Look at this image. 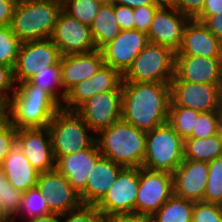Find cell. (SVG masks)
<instances>
[{"label":"cell","instance_id":"obj_54","mask_svg":"<svg viewBox=\"0 0 222 222\" xmlns=\"http://www.w3.org/2000/svg\"><path fill=\"white\" fill-rule=\"evenodd\" d=\"M218 133H219L220 138H221V140H222V121H220V123H219Z\"/></svg>","mask_w":222,"mask_h":222},{"label":"cell","instance_id":"obj_23","mask_svg":"<svg viewBox=\"0 0 222 222\" xmlns=\"http://www.w3.org/2000/svg\"><path fill=\"white\" fill-rule=\"evenodd\" d=\"M101 50L61 56L60 67L64 93L83 80L90 79L104 65Z\"/></svg>","mask_w":222,"mask_h":222},{"label":"cell","instance_id":"obj_9","mask_svg":"<svg viewBox=\"0 0 222 222\" xmlns=\"http://www.w3.org/2000/svg\"><path fill=\"white\" fill-rule=\"evenodd\" d=\"M139 188V168L124 167L104 198L95 206L104 219L117 214L135 213Z\"/></svg>","mask_w":222,"mask_h":222},{"label":"cell","instance_id":"obj_15","mask_svg":"<svg viewBox=\"0 0 222 222\" xmlns=\"http://www.w3.org/2000/svg\"><path fill=\"white\" fill-rule=\"evenodd\" d=\"M36 186L47 199L51 213L61 215L83 205L79 193L56 169L40 173Z\"/></svg>","mask_w":222,"mask_h":222},{"label":"cell","instance_id":"obj_42","mask_svg":"<svg viewBox=\"0 0 222 222\" xmlns=\"http://www.w3.org/2000/svg\"><path fill=\"white\" fill-rule=\"evenodd\" d=\"M114 13L121 30L135 29L134 8L114 4Z\"/></svg>","mask_w":222,"mask_h":222},{"label":"cell","instance_id":"obj_12","mask_svg":"<svg viewBox=\"0 0 222 222\" xmlns=\"http://www.w3.org/2000/svg\"><path fill=\"white\" fill-rule=\"evenodd\" d=\"M51 40L62 56L98 50L90 26L82 24L63 9L58 14Z\"/></svg>","mask_w":222,"mask_h":222},{"label":"cell","instance_id":"obj_51","mask_svg":"<svg viewBox=\"0 0 222 222\" xmlns=\"http://www.w3.org/2000/svg\"><path fill=\"white\" fill-rule=\"evenodd\" d=\"M179 0H154L158 7L176 8Z\"/></svg>","mask_w":222,"mask_h":222},{"label":"cell","instance_id":"obj_40","mask_svg":"<svg viewBox=\"0 0 222 222\" xmlns=\"http://www.w3.org/2000/svg\"><path fill=\"white\" fill-rule=\"evenodd\" d=\"M159 8L157 5H146L134 8L135 29L148 33L153 17Z\"/></svg>","mask_w":222,"mask_h":222},{"label":"cell","instance_id":"obj_8","mask_svg":"<svg viewBox=\"0 0 222 222\" xmlns=\"http://www.w3.org/2000/svg\"><path fill=\"white\" fill-rule=\"evenodd\" d=\"M61 56L51 38L22 42L13 69L16 85L29 81L48 66L58 65Z\"/></svg>","mask_w":222,"mask_h":222},{"label":"cell","instance_id":"obj_35","mask_svg":"<svg viewBox=\"0 0 222 222\" xmlns=\"http://www.w3.org/2000/svg\"><path fill=\"white\" fill-rule=\"evenodd\" d=\"M220 117L218 111L201 112L196 118L195 129L189 138H208L218 133Z\"/></svg>","mask_w":222,"mask_h":222},{"label":"cell","instance_id":"obj_18","mask_svg":"<svg viewBox=\"0 0 222 222\" xmlns=\"http://www.w3.org/2000/svg\"><path fill=\"white\" fill-rule=\"evenodd\" d=\"M189 18L176 8L160 7L147 33L149 43L159 44L177 52L183 41L184 28Z\"/></svg>","mask_w":222,"mask_h":222},{"label":"cell","instance_id":"obj_41","mask_svg":"<svg viewBox=\"0 0 222 222\" xmlns=\"http://www.w3.org/2000/svg\"><path fill=\"white\" fill-rule=\"evenodd\" d=\"M15 89L16 82L13 68L0 65V97L8 103Z\"/></svg>","mask_w":222,"mask_h":222},{"label":"cell","instance_id":"obj_29","mask_svg":"<svg viewBox=\"0 0 222 222\" xmlns=\"http://www.w3.org/2000/svg\"><path fill=\"white\" fill-rule=\"evenodd\" d=\"M16 86H38L48 91L61 105L66 94L62 83L61 67L58 65L48 66L47 69L37 72L29 81L18 83Z\"/></svg>","mask_w":222,"mask_h":222},{"label":"cell","instance_id":"obj_31","mask_svg":"<svg viewBox=\"0 0 222 222\" xmlns=\"http://www.w3.org/2000/svg\"><path fill=\"white\" fill-rule=\"evenodd\" d=\"M201 112L191 108L169 106L168 124L184 140L192 135L195 129L196 118Z\"/></svg>","mask_w":222,"mask_h":222},{"label":"cell","instance_id":"obj_44","mask_svg":"<svg viewBox=\"0 0 222 222\" xmlns=\"http://www.w3.org/2000/svg\"><path fill=\"white\" fill-rule=\"evenodd\" d=\"M17 2L18 0H0V27L10 25Z\"/></svg>","mask_w":222,"mask_h":222},{"label":"cell","instance_id":"obj_27","mask_svg":"<svg viewBox=\"0 0 222 222\" xmlns=\"http://www.w3.org/2000/svg\"><path fill=\"white\" fill-rule=\"evenodd\" d=\"M184 159L210 162L222 157V140L219 133L208 138L184 139Z\"/></svg>","mask_w":222,"mask_h":222},{"label":"cell","instance_id":"obj_46","mask_svg":"<svg viewBox=\"0 0 222 222\" xmlns=\"http://www.w3.org/2000/svg\"><path fill=\"white\" fill-rule=\"evenodd\" d=\"M111 222H154L152 216L127 213V214H117L109 218Z\"/></svg>","mask_w":222,"mask_h":222},{"label":"cell","instance_id":"obj_28","mask_svg":"<svg viewBox=\"0 0 222 222\" xmlns=\"http://www.w3.org/2000/svg\"><path fill=\"white\" fill-rule=\"evenodd\" d=\"M194 204L173 194L152 217L154 222H191Z\"/></svg>","mask_w":222,"mask_h":222},{"label":"cell","instance_id":"obj_19","mask_svg":"<svg viewBox=\"0 0 222 222\" xmlns=\"http://www.w3.org/2000/svg\"><path fill=\"white\" fill-rule=\"evenodd\" d=\"M171 81L222 84V57L175 55V75Z\"/></svg>","mask_w":222,"mask_h":222},{"label":"cell","instance_id":"obj_22","mask_svg":"<svg viewBox=\"0 0 222 222\" xmlns=\"http://www.w3.org/2000/svg\"><path fill=\"white\" fill-rule=\"evenodd\" d=\"M101 157L102 154L95 143L91 148L60 156L55 161V169L63 174L80 194L86 187L90 171Z\"/></svg>","mask_w":222,"mask_h":222},{"label":"cell","instance_id":"obj_1","mask_svg":"<svg viewBox=\"0 0 222 222\" xmlns=\"http://www.w3.org/2000/svg\"><path fill=\"white\" fill-rule=\"evenodd\" d=\"M170 83L122 82L121 119L143 131L168 122Z\"/></svg>","mask_w":222,"mask_h":222},{"label":"cell","instance_id":"obj_16","mask_svg":"<svg viewBox=\"0 0 222 222\" xmlns=\"http://www.w3.org/2000/svg\"><path fill=\"white\" fill-rule=\"evenodd\" d=\"M123 75L104 64L90 79L73 86L66 94L62 108L75 111L82 103L95 94L108 91H122Z\"/></svg>","mask_w":222,"mask_h":222},{"label":"cell","instance_id":"obj_50","mask_svg":"<svg viewBox=\"0 0 222 222\" xmlns=\"http://www.w3.org/2000/svg\"><path fill=\"white\" fill-rule=\"evenodd\" d=\"M28 222H60V215L56 213H49V214L31 219Z\"/></svg>","mask_w":222,"mask_h":222},{"label":"cell","instance_id":"obj_55","mask_svg":"<svg viewBox=\"0 0 222 222\" xmlns=\"http://www.w3.org/2000/svg\"><path fill=\"white\" fill-rule=\"evenodd\" d=\"M100 1L102 4H112L113 0H98Z\"/></svg>","mask_w":222,"mask_h":222},{"label":"cell","instance_id":"obj_21","mask_svg":"<svg viewBox=\"0 0 222 222\" xmlns=\"http://www.w3.org/2000/svg\"><path fill=\"white\" fill-rule=\"evenodd\" d=\"M175 55L222 57V42L203 22L189 19L184 28L182 44Z\"/></svg>","mask_w":222,"mask_h":222},{"label":"cell","instance_id":"obj_34","mask_svg":"<svg viewBox=\"0 0 222 222\" xmlns=\"http://www.w3.org/2000/svg\"><path fill=\"white\" fill-rule=\"evenodd\" d=\"M208 181L203 202L222 205V157L209 163Z\"/></svg>","mask_w":222,"mask_h":222},{"label":"cell","instance_id":"obj_43","mask_svg":"<svg viewBox=\"0 0 222 222\" xmlns=\"http://www.w3.org/2000/svg\"><path fill=\"white\" fill-rule=\"evenodd\" d=\"M205 0H179L176 9L189 19H195L204 7Z\"/></svg>","mask_w":222,"mask_h":222},{"label":"cell","instance_id":"obj_4","mask_svg":"<svg viewBox=\"0 0 222 222\" xmlns=\"http://www.w3.org/2000/svg\"><path fill=\"white\" fill-rule=\"evenodd\" d=\"M61 10L56 0H18L11 30L21 42L51 38Z\"/></svg>","mask_w":222,"mask_h":222},{"label":"cell","instance_id":"obj_10","mask_svg":"<svg viewBox=\"0 0 222 222\" xmlns=\"http://www.w3.org/2000/svg\"><path fill=\"white\" fill-rule=\"evenodd\" d=\"M172 195V173L139 168L136 214L153 216Z\"/></svg>","mask_w":222,"mask_h":222},{"label":"cell","instance_id":"obj_33","mask_svg":"<svg viewBox=\"0 0 222 222\" xmlns=\"http://www.w3.org/2000/svg\"><path fill=\"white\" fill-rule=\"evenodd\" d=\"M21 44L10 25L0 27V65L14 69Z\"/></svg>","mask_w":222,"mask_h":222},{"label":"cell","instance_id":"obj_45","mask_svg":"<svg viewBox=\"0 0 222 222\" xmlns=\"http://www.w3.org/2000/svg\"><path fill=\"white\" fill-rule=\"evenodd\" d=\"M220 12H222V0H205L202 12L195 19L204 23L210 16Z\"/></svg>","mask_w":222,"mask_h":222},{"label":"cell","instance_id":"obj_24","mask_svg":"<svg viewBox=\"0 0 222 222\" xmlns=\"http://www.w3.org/2000/svg\"><path fill=\"white\" fill-rule=\"evenodd\" d=\"M123 168V165L102 156L90 171L85 189L79 194L82 204L96 206Z\"/></svg>","mask_w":222,"mask_h":222},{"label":"cell","instance_id":"obj_38","mask_svg":"<svg viewBox=\"0 0 222 222\" xmlns=\"http://www.w3.org/2000/svg\"><path fill=\"white\" fill-rule=\"evenodd\" d=\"M103 219L96 207L90 205L60 215V222H101Z\"/></svg>","mask_w":222,"mask_h":222},{"label":"cell","instance_id":"obj_25","mask_svg":"<svg viewBox=\"0 0 222 222\" xmlns=\"http://www.w3.org/2000/svg\"><path fill=\"white\" fill-rule=\"evenodd\" d=\"M1 169L16 190L24 193L36 187L40 172L31 165L17 145L5 157Z\"/></svg>","mask_w":222,"mask_h":222},{"label":"cell","instance_id":"obj_11","mask_svg":"<svg viewBox=\"0 0 222 222\" xmlns=\"http://www.w3.org/2000/svg\"><path fill=\"white\" fill-rule=\"evenodd\" d=\"M222 84L170 81V105L198 110L218 111Z\"/></svg>","mask_w":222,"mask_h":222},{"label":"cell","instance_id":"obj_49","mask_svg":"<svg viewBox=\"0 0 222 222\" xmlns=\"http://www.w3.org/2000/svg\"><path fill=\"white\" fill-rule=\"evenodd\" d=\"M5 183H9L7 180V177L3 173L2 169L0 168V195L1 192L5 186ZM11 220L5 215V213L2 210V205L0 201V222H10Z\"/></svg>","mask_w":222,"mask_h":222},{"label":"cell","instance_id":"obj_30","mask_svg":"<svg viewBox=\"0 0 222 222\" xmlns=\"http://www.w3.org/2000/svg\"><path fill=\"white\" fill-rule=\"evenodd\" d=\"M49 213L47 199L36 186L24 192L19 211L11 221L28 222Z\"/></svg>","mask_w":222,"mask_h":222},{"label":"cell","instance_id":"obj_5","mask_svg":"<svg viewBox=\"0 0 222 222\" xmlns=\"http://www.w3.org/2000/svg\"><path fill=\"white\" fill-rule=\"evenodd\" d=\"M47 128L55 161L60 156L91 148L96 143V134L76 111L61 108Z\"/></svg>","mask_w":222,"mask_h":222},{"label":"cell","instance_id":"obj_39","mask_svg":"<svg viewBox=\"0 0 222 222\" xmlns=\"http://www.w3.org/2000/svg\"><path fill=\"white\" fill-rule=\"evenodd\" d=\"M17 129L6 119L0 123V168L5 157L16 145Z\"/></svg>","mask_w":222,"mask_h":222},{"label":"cell","instance_id":"obj_47","mask_svg":"<svg viewBox=\"0 0 222 222\" xmlns=\"http://www.w3.org/2000/svg\"><path fill=\"white\" fill-rule=\"evenodd\" d=\"M204 24L209 31L222 42V12L210 16Z\"/></svg>","mask_w":222,"mask_h":222},{"label":"cell","instance_id":"obj_48","mask_svg":"<svg viewBox=\"0 0 222 222\" xmlns=\"http://www.w3.org/2000/svg\"><path fill=\"white\" fill-rule=\"evenodd\" d=\"M114 4L126 5L131 8L146 5H156L154 0H113Z\"/></svg>","mask_w":222,"mask_h":222},{"label":"cell","instance_id":"obj_52","mask_svg":"<svg viewBox=\"0 0 222 222\" xmlns=\"http://www.w3.org/2000/svg\"><path fill=\"white\" fill-rule=\"evenodd\" d=\"M7 107L8 103L0 97V123L7 119Z\"/></svg>","mask_w":222,"mask_h":222},{"label":"cell","instance_id":"obj_32","mask_svg":"<svg viewBox=\"0 0 222 222\" xmlns=\"http://www.w3.org/2000/svg\"><path fill=\"white\" fill-rule=\"evenodd\" d=\"M102 3L98 0H63L62 9L82 24L90 26Z\"/></svg>","mask_w":222,"mask_h":222},{"label":"cell","instance_id":"obj_13","mask_svg":"<svg viewBox=\"0 0 222 222\" xmlns=\"http://www.w3.org/2000/svg\"><path fill=\"white\" fill-rule=\"evenodd\" d=\"M122 91L95 94L75 111L97 135L121 119Z\"/></svg>","mask_w":222,"mask_h":222},{"label":"cell","instance_id":"obj_14","mask_svg":"<svg viewBox=\"0 0 222 222\" xmlns=\"http://www.w3.org/2000/svg\"><path fill=\"white\" fill-rule=\"evenodd\" d=\"M148 44L147 33L136 29H127L121 30L112 41L100 50L104 63L117 69L123 75Z\"/></svg>","mask_w":222,"mask_h":222},{"label":"cell","instance_id":"obj_37","mask_svg":"<svg viewBox=\"0 0 222 222\" xmlns=\"http://www.w3.org/2000/svg\"><path fill=\"white\" fill-rule=\"evenodd\" d=\"M191 222H222V205L195 202Z\"/></svg>","mask_w":222,"mask_h":222},{"label":"cell","instance_id":"obj_20","mask_svg":"<svg viewBox=\"0 0 222 222\" xmlns=\"http://www.w3.org/2000/svg\"><path fill=\"white\" fill-rule=\"evenodd\" d=\"M208 173V162L184 159L172 174L173 194L194 202L203 201Z\"/></svg>","mask_w":222,"mask_h":222},{"label":"cell","instance_id":"obj_26","mask_svg":"<svg viewBox=\"0 0 222 222\" xmlns=\"http://www.w3.org/2000/svg\"><path fill=\"white\" fill-rule=\"evenodd\" d=\"M90 29L98 50L112 41L121 32L115 18L114 3L102 4L90 25Z\"/></svg>","mask_w":222,"mask_h":222},{"label":"cell","instance_id":"obj_3","mask_svg":"<svg viewBox=\"0 0 222 222\" xmlns=\"http://www.w3.org/2000/svg\"><path fill=\"white\" fill-rule=\"evenodd\" d=\"M102 156L124 167H142L145 157L146 131L120 119L96 135Z\"/></svg>","mask_w":222,"mask_h":222},{"label":"cell","instance_id":"obj_56","mask_svg":"<svg viewBox=\"0 0 222 222\" xmlns=\"http://www.w3.org/2000/svg\"><path fill=\"white\" fill-rule=\"evenodd\" d=\"M101 222H111L109 219H103Z\"/></svg>","mask_w":222,"mask_h":222},{"label":"cell","instance_id":"obj_6","mask_svg":"<svg viewBox=\"0 0 222 222\" xmlns=\"http://www.w3.org/2000/svg\"><path fill=\"white\" fill-rule=\"evenodd\" d=\"M184 140L167 123L146 132L143 168L174 173L184 160Z\"/></svg>","mask_w":222,"mask_h":222},{"label":"cell","instance_id":"obj_36","mask_svg":"<svg viewBox=\"0 0 222 222\" xmlns=\"http://www.w3.org/2000/svg\"><path fill=\"white\" fill-rule=\"evenodd\" d=\"M23 194V192L16 190L10 183H5L0 195V201L3 212L10 220L17 215Z\"/></svg>","mask_w":222,"mask_h":222},{"label":"cell","instance_id":"obj_17","mask_svg":"<svg viewBox=\"0 0 222 222\" xmlns=\"http://www.w3.org/2000/svg\"><path fill=\"white\" fill-rule=\"evenodd\" d=\"M16 145L40 173L55 169L51 136L47 127L17 129Z\"/></svg>","mask_w":222,"mask_h":222},{"label":"cell","instance_id":"obj_53","mask_svg":"<svg viewBox=\"0 0 222 222\" xmlns=\"http://www.w3.org/2000/svg\"><path fill=\"white\" fill-rule=\"evenodd\" d=\"M218 112H219L220 121H222V95H221V98H220Z\"/></svg>","mask_w":222,"mask_h":222},{"label":"cell","instance_id":"obj_2","mask_svg":"<svg viewBox=\"0 0 222 222\" xmlns=\"http://www.w3.org/2000/svg\"><path fill=\"white\" fill-rule=\"evenodd\" d=\"M62 105L38 86H16L8 102L7 119L16 129L47 127Z\"/></svg>","mask_w":222,"mask_h":222},{"label":"cell","instance_id":"obj_7","mask_svg":"<svg viewBox=\"0 0 222 222\" xmlns=\"http://www.w3.org/2000/svg\"><path fill=\"white\" fill-rule=\"evenodd\" d=\"M175 53L169 47L149 43L123 74V82L170 83L175 75Z\"/></svg>","mask_w":222,"mask_h":222}]
</instances>
